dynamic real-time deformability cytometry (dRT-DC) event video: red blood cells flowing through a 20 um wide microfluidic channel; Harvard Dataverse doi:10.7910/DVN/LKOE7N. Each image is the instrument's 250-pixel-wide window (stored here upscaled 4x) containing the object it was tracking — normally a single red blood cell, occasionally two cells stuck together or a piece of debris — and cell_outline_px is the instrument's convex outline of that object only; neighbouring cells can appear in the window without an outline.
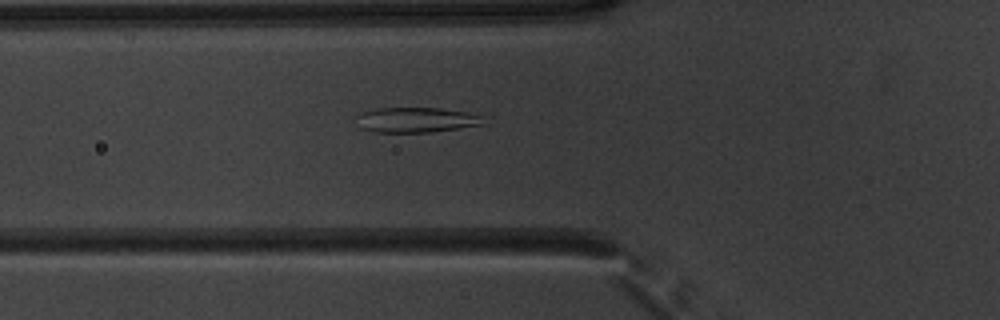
{"species": "common noctule bat (a hibernating species)", "species_latin": "Nyctalus noctula", "temperature_condition": "warm", "stored_images_in_passage": 33, "camera_frame_rate_fps": 3000, "um_per_image_px": 0.085, "animal": {"sex": "male", "body_mass_g": 20.1, "forearm_length_mm": 53.5}, "frame": {"image": 1, "passage_image": 4, "time_ms": 1.0, "image_size_px": [1000, 320], "cell_outline_px": [[484, 124], [432, 132], [372, 132], [360, 128], [356, 116], [360, 112], [376, 108], [440, 108], [468, 112], [480, 116]], "centroid_in_image_um": [35.31, 10.19], "position_along_channel_um": 90.5, "area_um2": 18.55}}
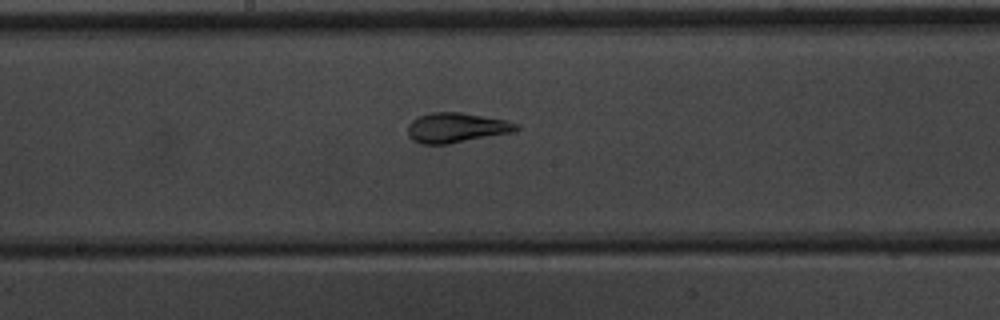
{"frame": {"image": 2, "passage_image": 13, "time_ms": 4.0, "image_size_px": [1000, 320], "cell_outline_px": [[520, 128], [512, 132], [448, 144], [420, 144], [412, 140], [408, 136], [408, 124], [412, 120], [428, 112], [460, 112], [508, 120], [520, 124]], "centroid_in_image_um": [38.79, 10.85], "position_along_channel_um": 209.4, "area_um2": 19.02}}
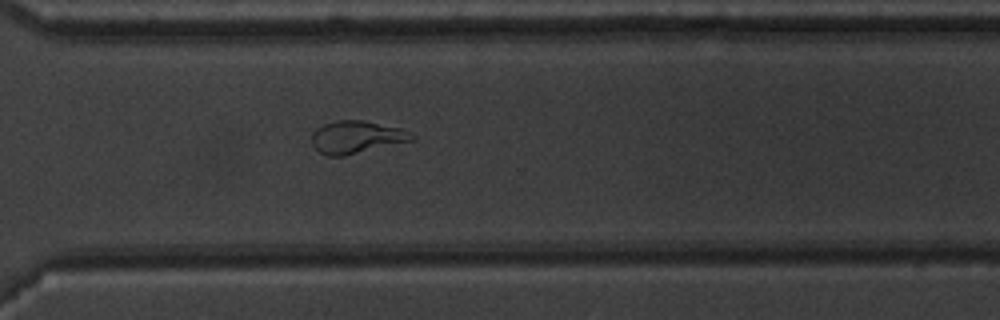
{"frame": {"image": 3, "passage_image": 23, "time_ms": 7.333, "image_size_px": [1000, 320], "cell_outline_px": [[416, 140], [344, 156], [328, 156], [320, 152], [312, 144], [312, 132], [316, 128], [324, 124], [336, 120], [364, 120], [400, 128], [412, 132], [416, 136]], "centroid_in_image_um": [30.34, 11.65], "position_along_channel_um": 340.3, "area_um2": 19.19}, "authors_computed_cell_mechanics": {"area_um2": 18.785, "velocity_mm_per_s": 3.9485, "shape_relaxation_time_tau1_ms": null, "shape_relaxation_time_tau2_ms": 0.9593, "deformation_change_tau1": null, "deformation_change_tau2": 0.0684}}